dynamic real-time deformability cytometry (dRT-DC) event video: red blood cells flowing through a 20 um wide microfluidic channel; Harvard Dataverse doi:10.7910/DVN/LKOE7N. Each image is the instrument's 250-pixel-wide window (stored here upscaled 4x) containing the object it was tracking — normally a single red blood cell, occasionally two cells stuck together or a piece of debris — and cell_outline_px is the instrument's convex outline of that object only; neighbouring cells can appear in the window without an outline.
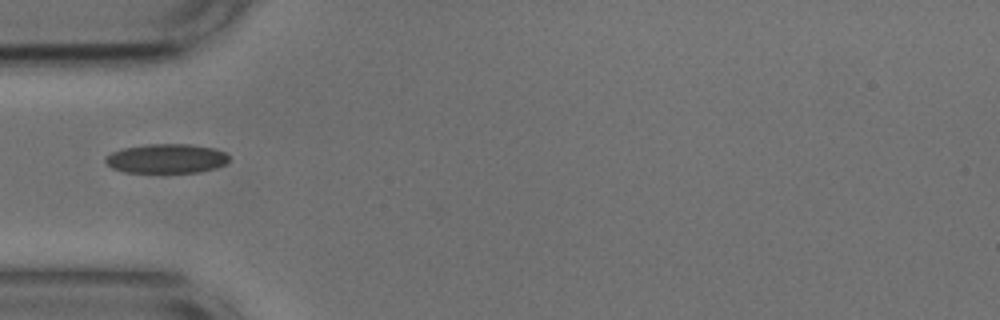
{"species": "common noctule bat (a hibernating species)", "species_latin": "Nyctalus noctula", "temperature_condition": "cold", "stored_images_in_passage": 16, "camera_frame_rate_fps": 3000, "um_per_image_px": 0.085, "animal": {"sex": "male", "body_mass_g": 17.9, "forearm_length_mm": 54.2}, "frame": {"image": 1, "passage_image": 1, "time_ms": 0.0, "image_size_px": [1000, 320], "cell_outline_px": [[228, 164], [216, 168], [196, 172], [124, 172], [112, 168], [104, 160], [104, 156], [120, 148], [148, 144], [188, 144], [212, 148], [224, 152], [228, 156]], "centroid_in_image_um": [14.12, 13.47], "position_along_channel_um": 70.9, "area_um2": 21.15}}